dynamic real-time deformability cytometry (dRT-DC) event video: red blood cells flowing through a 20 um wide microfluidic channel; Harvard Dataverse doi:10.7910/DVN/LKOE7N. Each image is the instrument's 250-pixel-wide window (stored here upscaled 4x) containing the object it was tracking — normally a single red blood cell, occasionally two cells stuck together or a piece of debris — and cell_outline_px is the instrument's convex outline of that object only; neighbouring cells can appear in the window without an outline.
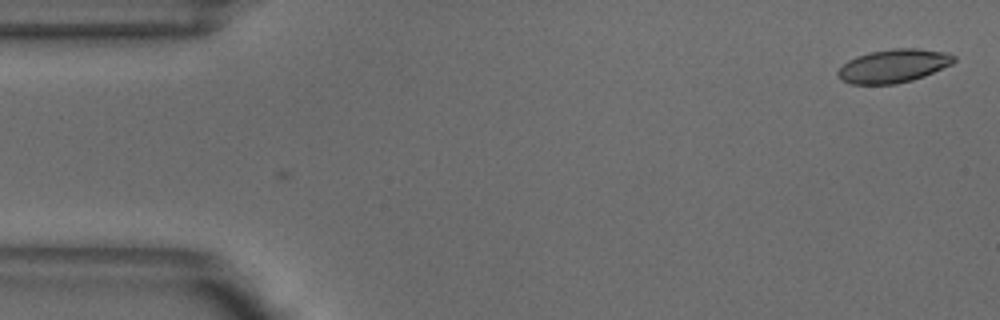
{"species": "common noctule bat (a hibernating species)", "species_latin": "Nyctalus noctula", "temperature_condition": "warm", "stored_images_in_passage": 2, "camera_frame_rate_fps": 3000, "um_per_image_px": 0.085, "animal": {"sex": "male", "body_mass_g": 18.8}, "frame": {"image": 1, "passage_image": 2, "time_ms": 0.333, "image_size_px": [1000, 320], "cell_outline_px": [[956, 60], [952, 64], [924, 76], [912, 80], [896, 84], [852, 84], [840, 80], [836, 76], [836, 72], [848, 60], [856, 56], [868, 52], [892, 48], [916, 48], [948, 52], [956, 56]], "centroid_in_image_um": [75.94, 5.59], "position_along_channel_um": 9.1, "area_um2": 22.83}}